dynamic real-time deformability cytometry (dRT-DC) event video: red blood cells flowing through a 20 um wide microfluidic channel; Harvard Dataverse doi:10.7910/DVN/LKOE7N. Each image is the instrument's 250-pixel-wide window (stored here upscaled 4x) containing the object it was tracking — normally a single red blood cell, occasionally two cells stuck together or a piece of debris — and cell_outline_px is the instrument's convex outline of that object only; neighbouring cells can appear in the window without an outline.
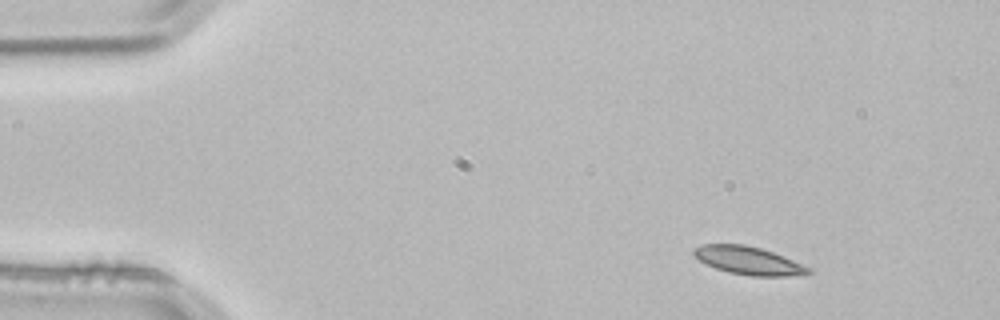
{"species": "common noctule bat (a hibernating species)", "species_latin": "Nyctalus noctula", "temperature_condition": "room temperature", "stored_images_in_passage": 2, "camera_frame_rate_fps": 3000, "um_per_image_px": 0.085, "animal": {"sex": "male", "body_mass_g": 21.5, "forearm_length_mm": 52.0}, "frame": {"image": 1, "passage_image": 1, "time_ms": 0.0, "image_size_px": [1000, 320], "cell_outline_px": [[812, 272], [788, 276], [752, 276], [728, 272], [716, 268], [692, 256], [692, 248], [704, 244], [744, 244], [760, 248], [772, 252], [812, 268]], "centroid_in_image_um": [63.58, 22.14], "position_along_channel_um": 21.4, "area_um2": 18.55}}